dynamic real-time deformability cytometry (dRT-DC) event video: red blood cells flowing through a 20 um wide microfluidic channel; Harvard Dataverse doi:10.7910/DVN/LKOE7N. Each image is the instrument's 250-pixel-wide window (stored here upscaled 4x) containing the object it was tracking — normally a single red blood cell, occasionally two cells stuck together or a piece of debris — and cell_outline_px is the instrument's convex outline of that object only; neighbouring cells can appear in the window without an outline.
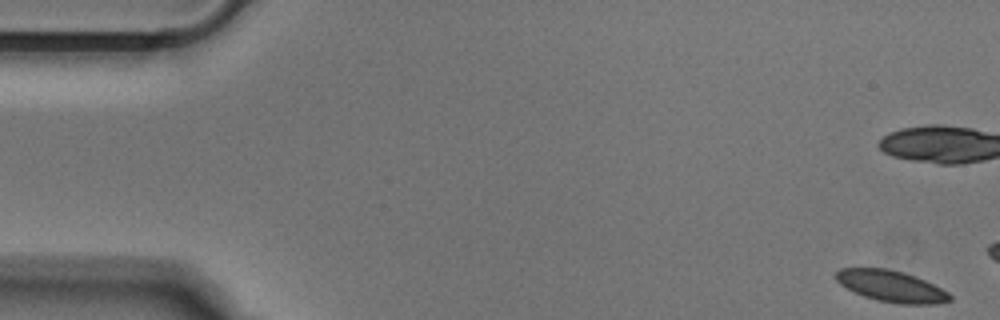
{"species": "Egyptian fruit bat (a non-hibernating species)", "species_latin": "Rousettus aegyptiacus", "temperature_condition": "cold", "stored_images_in_passage": 11, "camera_frame_rate_fps": 3000, "um_per_image_px": 0.085, "animal": {"sex": "male"}, "frame": {"image": 1, "passage_image": 1, "time_ms": 0.0, "image_size_px": [1000, 320], "cell_outline_px": [[952, 300], [940, 304], [900, 304], [876, 300], [864, 296], [840, 284], [836, 280], [836, 272], [840, 268], [888, 268], [904, 272], [916, 276], [948, 292], [952, 296]], "centroid_in_image_um": [75.78, 24.33], "position_along_channel_um": 9.2, "area_um2": 20.81}}